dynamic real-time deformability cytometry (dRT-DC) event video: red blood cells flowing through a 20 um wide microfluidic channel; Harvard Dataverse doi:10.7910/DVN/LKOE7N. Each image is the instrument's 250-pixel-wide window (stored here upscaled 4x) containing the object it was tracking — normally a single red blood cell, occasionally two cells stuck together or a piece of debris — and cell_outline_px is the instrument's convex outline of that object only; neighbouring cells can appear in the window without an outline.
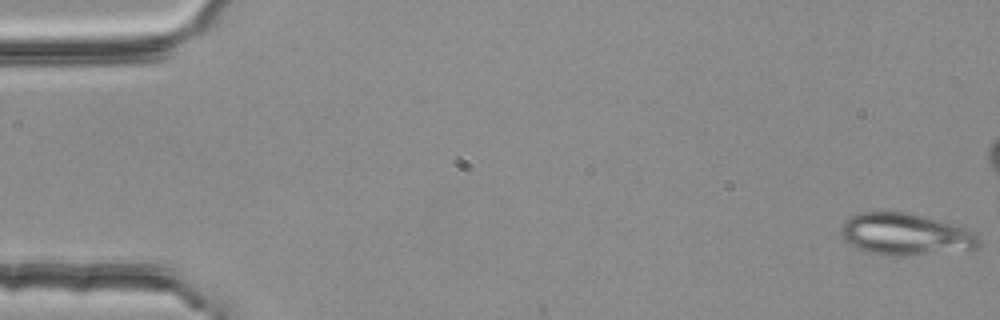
{"species": "common noctule bat (a hibernating species)", "species_latin": "Nyctalus noctula", "temperature_condition": "room temperature", "stored_images_in_passage": 4, "camera_frame_rate_fps": 3000, "um_per_image_px": 0.085, "animal": {"sex": "female", "body_mass_g": 25.1}, "frame": {"image": 1, "passage_image": 1, "time_ms": 0.0, "image_size_px": [1000, 320], "cell_outline_px": [[980, 244], [976, 248], [912, 256], [884, 256], [868, 252], [848, 244], [844, 240], [840, 232], [840, 224], [844, 220], [860, 212], [912, 212], [968, 228], [976, 232], [980, 240]], "centroid_in_image_um": [76.96, 19.91], "position_along_channel_um": 8.0, "area_um2": 34.28}}